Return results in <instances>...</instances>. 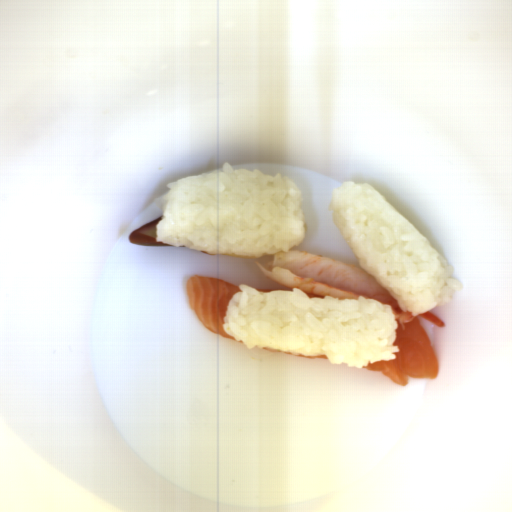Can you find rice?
<instances>
[{"label":"rice","mask_w":512,"mask_h":512,"mask_svg":"<svg viewBox=\"0 0 512 512\" xmlns=\"http://www.w3.org/2000/svg\"><path fill=\"white\" fill-rule=\"evenodd\" d=\"M155 241L208 254L252 256L290 252L307 230L295 181L257 169L221 170L166 184Z\"/></svg>","instance_id":"rice-1"},{"label":"rice","mask_w":512,"mask_h":512,"mask_svg":"<svg viewBox=\"0 0 512 512\" xmlns=\"http://www.w3.org/2000/svg\"><path fill=\"white\" fill-rule=\"evenodd\" d=\"M223 328L248 349L270 348L292 355H325L335 365L363 368L393 361L400 352L390 305L363 295L356 299L309 297L306 292H259L239 284Z\"/></svg>","instance_id":"rice-2"},{"label":"rice","mask_w":512,"mask_h":512,"mask_svg":"<svg viewBox=\"0 0 512 512\" xmlns=\"http://www.w3.org/2000/svg\"><path fill=\"white\" fill-rule=\"evenodd\" d=\"M331 213L359 267L412 316L451 303L463 284L447 261L368 183L348 181L331 192Z\"/></svg>","instance_id":"rice-3"}]
</instances>
